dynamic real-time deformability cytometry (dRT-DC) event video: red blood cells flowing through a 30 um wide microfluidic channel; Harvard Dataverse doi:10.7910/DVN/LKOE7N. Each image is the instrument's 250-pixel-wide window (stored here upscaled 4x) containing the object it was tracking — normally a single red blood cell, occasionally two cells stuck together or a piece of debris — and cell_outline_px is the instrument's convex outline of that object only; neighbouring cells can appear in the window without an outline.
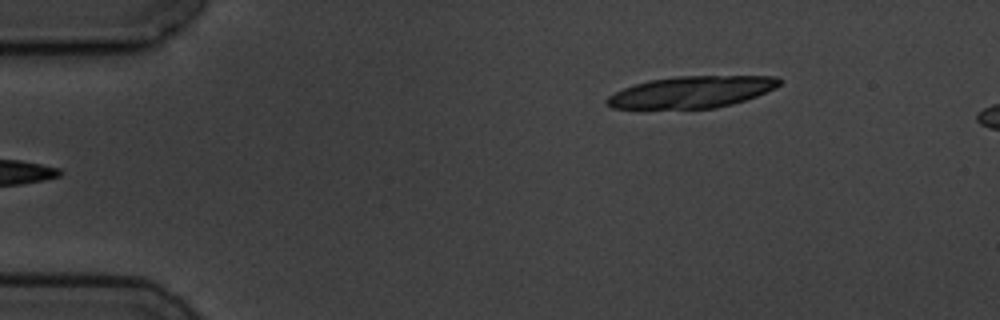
{"species": "common noctule bat (a hibernating species)", "species_latin": "Nyctalus noctula", "temperature_condition": "cold", "stored_images_in_passage": 5, "camera_frame_rate_fps": 3000, "um_per_image_px": 0.085, "animal": {"sex": "male", "body_mass_g": 19.5, "forearm_length_mm": 54.6}, "frame": {"image": 1, "passage_image": 5, "time_ms": 5.667, "image_size_px": [1000, 320], "cell_outline_px": [[780, 84], [776, 88], [756, 96], [732, 104], [716, 108], [612, 108], [604, 100], [608, 96], [624, 88], [648, 80], [676, 76], [776, 76], [780, 80]], "centroid_in_image_um": [58.81, 7.81], "position_along_channel_um": 26.2, "area_um2": 31.56}}